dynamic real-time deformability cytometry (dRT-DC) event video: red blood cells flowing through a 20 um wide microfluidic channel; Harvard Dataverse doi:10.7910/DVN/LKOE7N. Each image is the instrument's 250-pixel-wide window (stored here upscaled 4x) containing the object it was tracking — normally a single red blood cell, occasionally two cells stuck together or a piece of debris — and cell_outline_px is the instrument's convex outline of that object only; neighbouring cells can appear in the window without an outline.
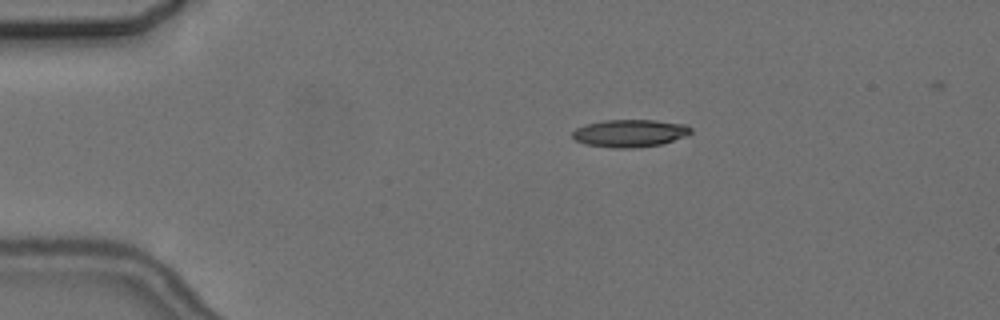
{"species": "common noctule bat (a hibernating species)", "species_latin": "Nyctalus noctula", "temperature_condition": "cold", "stored_images_in_passage": 4, "camera_frame_rate_fps": 3000, "um_per_image_px": 0.085, "animal": {"sex": "female", "body_mass_g": 24.6, "forearm_length_mm": 56.2}, "frame": {"image": 1, "passage_image": 2, "time_ms": 1.0, "image_size_px": [1000, 320], "cell_outline_px": [[692, 132], [688, 136], [660, 144], [632, 148], [612, 148], [584, 144], [576, 140], [572, 136], [572, 132], [576, 128], [584, 124], [604, 120], [656, 120], [688, 124], [692, 128]], "centroid_in_image_um": [53.56, 11.31], "position_along_channel_um": 31.4, "area_um2": 19.25}}